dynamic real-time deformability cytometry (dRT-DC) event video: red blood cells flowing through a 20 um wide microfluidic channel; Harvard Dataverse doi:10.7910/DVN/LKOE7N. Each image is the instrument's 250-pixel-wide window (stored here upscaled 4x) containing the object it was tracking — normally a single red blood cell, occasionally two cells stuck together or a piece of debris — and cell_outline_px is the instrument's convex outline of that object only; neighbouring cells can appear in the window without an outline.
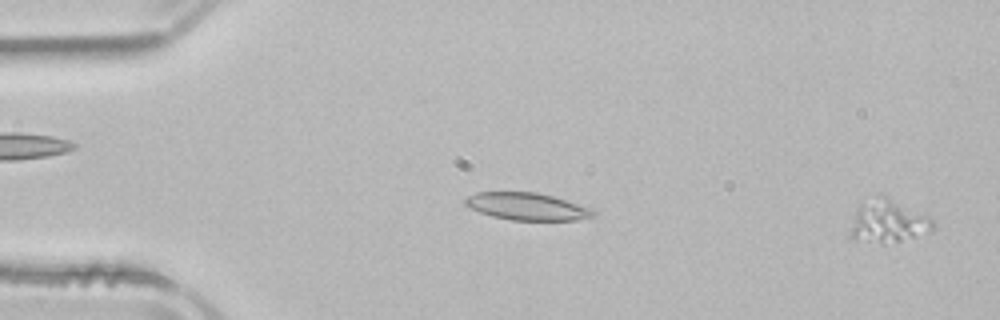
{"species": "common noctule bat (a hibernating species)", "species_latin": "Nyctalus noctula", "temperature_condition": "room temperature", "stored_images_in_passage": 54, "camera_frame_rate_fps": 3000, "um_per_image_px": 0.085, "animal": {"sex": "male", "body_mass_g": 21.5, "forearm_length_mm": 52.0}, "frame": {"image": 1, "passage_image": 3, "time_ms": 0.667, "image_size_px": [1000, 320], "cell_outline_px": [[936, 228], [932, 232], [884, 244], [852, 240], [848, 236], [848, 232], [856, 212], [860, 204], [876, 196], [884, 196], [928, 216], [936, 220]], "centroid_in_image_um": [75.49, 18.87], "position_along_channel_um": 9.5, "area_um2": 20.63}}
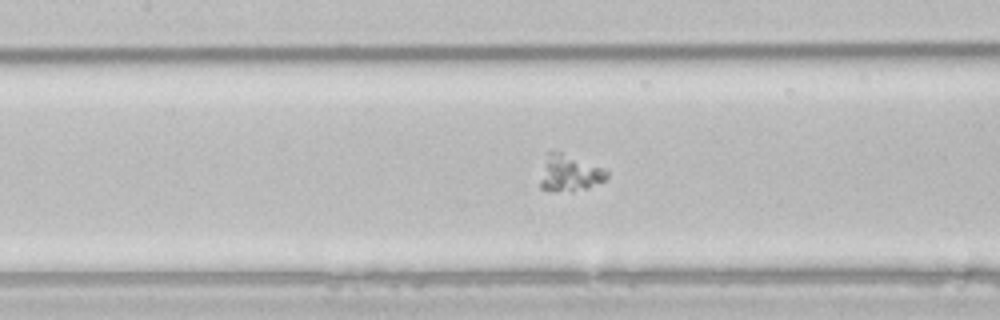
{"frame": {"image": 2, "passage_image": 25, "time_ms": 8.0, "image_size_px": [1000, 320], "cell_outline_px": [[608, 176], [604, 180], [588, 188], [572, 192], [556, 192], [540, 188], [540, 180], [548, 152], [560, 152], [600, 168], [608, 172]], "centroid_in_image_um": [48.39, 14.78], "position_along_channel_um": 159.0, "area_um2": 13.7}}
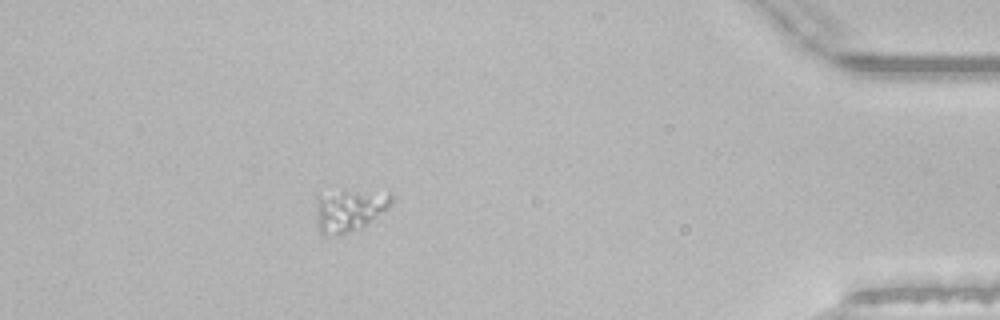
{"frame": {"image": 3, "passage_image": 48, "time_ms": 15.667, "image_size_px": [1000, 320], "cell_outline_px": [[392, 200], [384, 208], [364, 224], [356, 228], [344, 232], [324, 236], [320, 232], [316, 200], [316, 196], [344, 192], [392, 192]], "centroid_in_image_um": [29.65, 17.85], "position_along_channel_um": 405.5, "area_um2": 16.99}}